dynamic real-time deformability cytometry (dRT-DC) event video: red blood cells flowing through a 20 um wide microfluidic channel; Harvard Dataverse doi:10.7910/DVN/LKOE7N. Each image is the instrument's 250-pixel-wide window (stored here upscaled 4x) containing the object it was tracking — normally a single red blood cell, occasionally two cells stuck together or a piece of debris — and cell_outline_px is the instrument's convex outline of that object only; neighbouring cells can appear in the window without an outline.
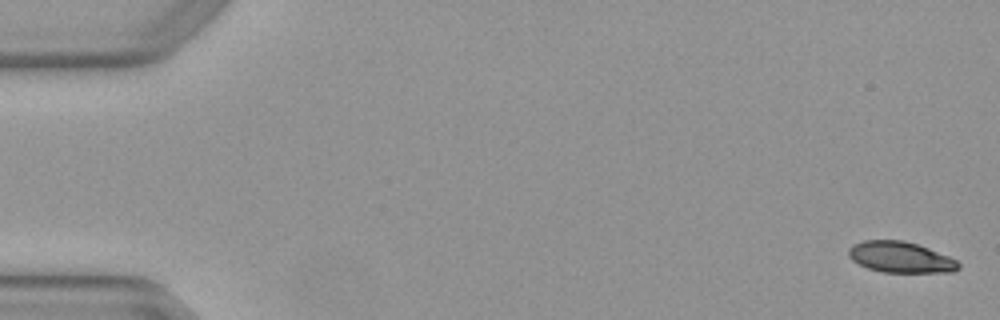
{"species": "Egyptian fruit bat (a non-hibernating species)", "species_latin": "Rousettus aegyptiacus", "temperature_condition": "warm", "stored_images_in_passage": 3, "camera_frame_rate_fps": 3000, "um_per_image_px": 0.085, "animal": {"sex": "female"}, "frame": {"image": 1, "passage_image": 1, "time_ms": 0.0, "image_size_px": [1000, 320], "cell_outline_px": [[960, 268], [952, 272], [884, 272], [868, 268], [852, 260], [848, 256], [848, 248], [852, 244], [864, 240], [904, 240], [928, 248], [948, 256], [956, 260], [960, 264]], "centroid_in_image_um": [76.52, 21.85], "position_along_channel_um": 8.5, "area_um2": 19.77}}
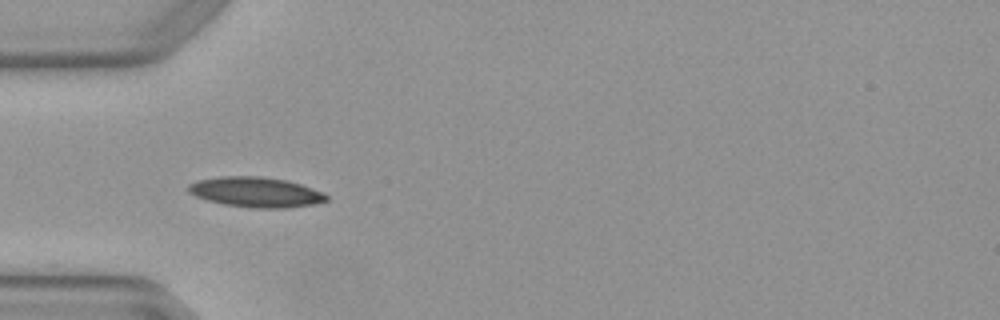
{"frame": {"image": 2, "passage_image": 3, "time_ms": 0.667, "image_size_px": [1000, 320], "cell_outline_px": [[328, 200], [316, 204], [288, 208], [252, 208], [224, 204], [208, 200], [196, 196], [188, 192], [188, 184], [200, 180], [220, 176], [260, 176], [284, 180], [300, 184], [324, 192], [328, 196]], "centroid_in_image_um": [21.78, 16.34], "position_along_channel_um": 63.2, "area_um2": 24.22}}